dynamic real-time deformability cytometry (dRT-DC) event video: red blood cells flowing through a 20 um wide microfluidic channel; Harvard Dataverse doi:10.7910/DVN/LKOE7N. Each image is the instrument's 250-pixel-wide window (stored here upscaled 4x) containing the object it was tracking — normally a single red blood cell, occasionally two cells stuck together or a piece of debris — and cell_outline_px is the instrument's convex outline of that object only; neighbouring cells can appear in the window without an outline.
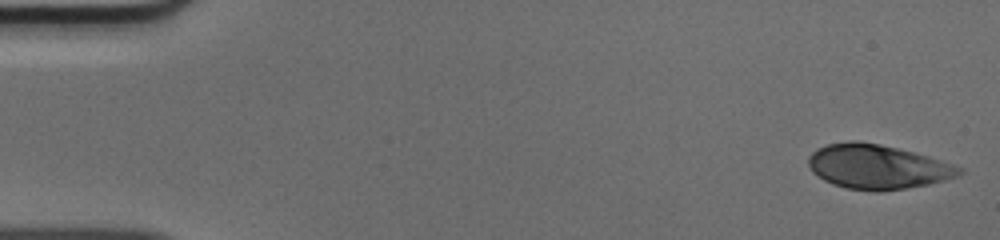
{"species": "human", "species_latin": "Homo sapiens", "temperature_condition": "cold", "stored_images_in_passage": 49, "camera_frame_rate_fps": 3000, "um_per_image_px": 0.085, "donor": {"sex": "male"}, "frame": {"image": 1, "passage_image": 1, "time_ms": 0.0, "image_size_px": [1000, 240], "cell_outline_px": [[964, 172], [960, 176], [928, 184], [880, 192], [876, 192], [844, 188], [832, 184], [824, 180], [812, 172], [808, 164], [808, 156], [816, 148], [828, 144], [848, 140], [856, 140], [880, 144], [912, 152], [952, 164], [964, 168]], "centroid_in_image_um": [74.55, 14.18], "position_along_channel_um": 10.5, "area_um2": 39.13}}
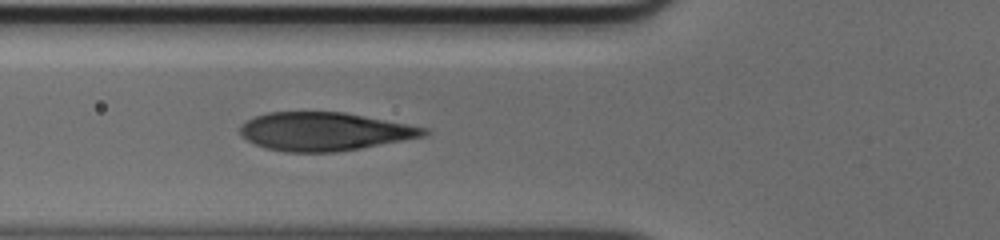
{"frame": {"image": 2, "passage_image": 18, "time_ms": 5.667, "image_size_px": [1000, 240], "cell_outline_px": [[432, 132], [424, 136], [360, 148], [336, 152], [284, 152], [264, 148], [248, 140], [240, 132], [240, 128], [248, 120], [256, 116], [268, 112], [344, 112], [428, 128]], "centroid_in_image_um": [27.59, 11.18], "position_along_channel_um": 98.2, "area_um2": 40.75}}
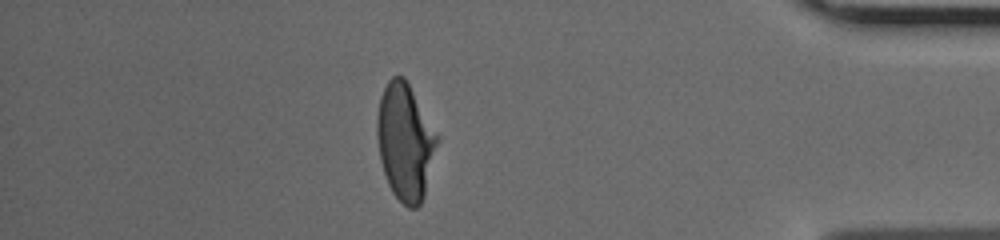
{"frame": {"image": 3, "passage_image": 43, "time_ms": 14.0, "image_size_px": [1000, 240], "cell_outline_px": [[440, 140], [424, 196], [420, 204], [416, 208], [408, 208], [392, 192], [388, 184], [380, 160], [376, 136], [376, 116], [380, 96], [388, 80], [392, 76], [404, 76], [440, 136]], "centroid_in_image_um": [34.45, 12.04], "position_along_channel_um": 400.7, "area_um2": 41.38}}